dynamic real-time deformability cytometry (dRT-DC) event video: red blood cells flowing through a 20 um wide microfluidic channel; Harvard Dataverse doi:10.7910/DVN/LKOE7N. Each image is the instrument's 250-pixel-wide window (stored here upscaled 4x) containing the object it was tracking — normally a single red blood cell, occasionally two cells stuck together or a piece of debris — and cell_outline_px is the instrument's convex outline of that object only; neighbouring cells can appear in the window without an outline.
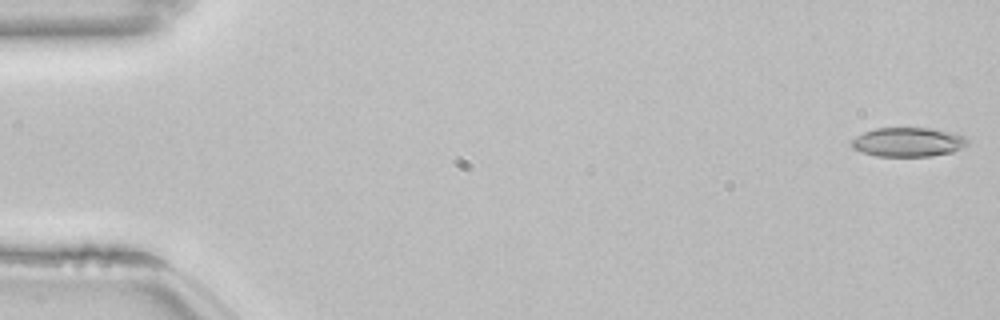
{"species": "common noctule bat (a hibernating species)", "species_latin": "Nyctalus noctula", "temperature_condition": "room temperature", "stored_images_in_passage": 54, "camera_frame_rate_fps": 3000, "um_per_image_px": 0.085, "animal": {"sex": "female", "body_mass_g": 22.7, "forearm_length_mm": 54.2}, "frame": {"image": 1, "passage_image": 1, "time_ms": 0.0, "image_size_px": [1000, 320], "cell_outline_px": [[968, 144], [952, 152], [932, 156], [876, 156], [852, 148], [848, 144], [856, 136], [864, 132], [876, 128], [932, 128], [964, 136], [968, 140]], "centroid_in_image_um": [77.15, 12.08], "position_along_channel_um": 7.8, "area_um2": 19.65}}
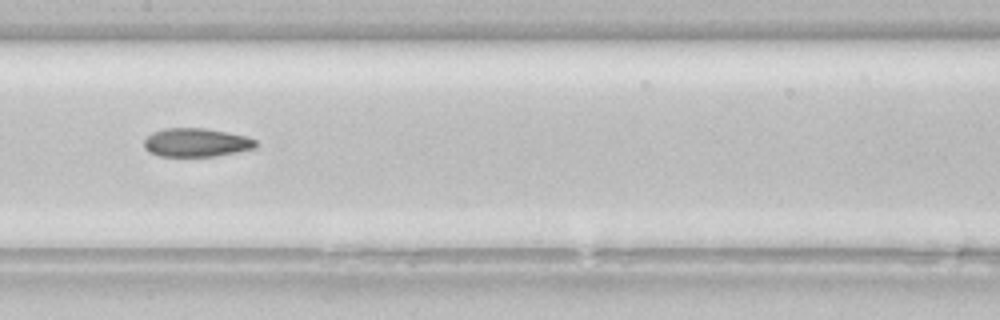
{"frame": {"image": 2, "passage_image": 27, "time_ms": 8.667, "image_size_px": [1000, 320], "cell_outline_px": [[256, 148], [216, 156], [160, 156], [148, 152], [144, 148], [144, 140], [152, 132], [164, 128], [204, 128], [228, 132], [244, 136], [256, 140]], "centroid_in_image_um": [16.65, 12.11], "position_along_channel_um": 190.7, "area_um2": 18.61}}
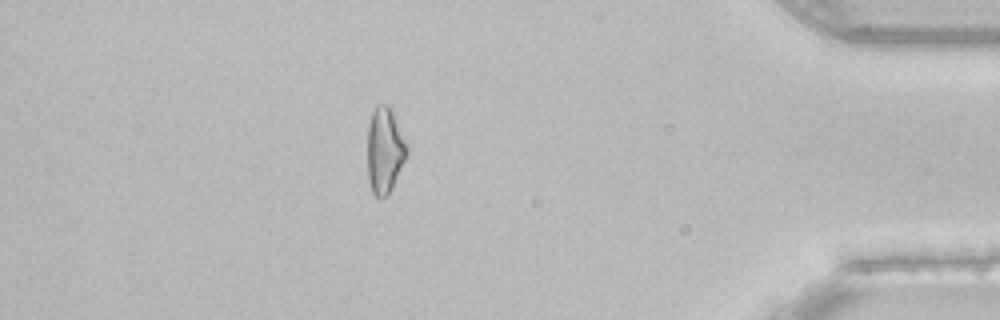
{"frame": {"image": 3, "passage_image": 47, "time_ms": 15.333, "image_size_px": [1000, 320], "cell_outline_px": [[408, 152], [392, 188], [384, 196], [376, 196], [372, 192], [368, 180], [368, 124], [372, 112], [376, 104], [392, 104], [408, 144]], "centroid_in_image_um": [32.72, 12.66], "position_along_channel_um": 402.5, "area_um2": 20.17}, "authors_computed_cell_mechanics": {"area_um2": 19.6809, "velocity_mm_per_s": 3.843, "shape_relaxation_time_tau1_ms": null, "shape_relaxation_time_tau2_ms": 3.7582, "deformation_change_tau1": null, "deformation_change_tau2": 0.1208}}